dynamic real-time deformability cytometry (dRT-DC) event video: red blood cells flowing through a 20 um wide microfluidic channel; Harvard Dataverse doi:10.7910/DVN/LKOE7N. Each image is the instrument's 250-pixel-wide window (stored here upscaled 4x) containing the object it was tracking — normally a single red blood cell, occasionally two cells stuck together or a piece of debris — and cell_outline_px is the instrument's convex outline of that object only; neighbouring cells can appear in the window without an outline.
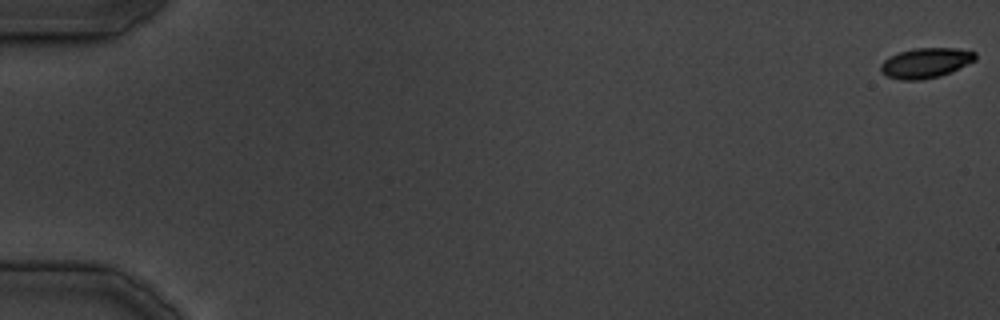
{"species": "common noctule bat (a hibernating species)", "species_latin": "Nyctalus noctula", "temperature_condition": "cold", "stored_images_in_passage": 32, "camera_frame_rate_fps": 3000, "um_per_image_px": 0.085, "animal": {"sex": "male", "body_mass_g": 19.5, "forearm_length_mm": 54.6}, "frame": {"image": 1, "passage_image": 1, "time_ms": 0.0, "image_size_px": [1000, 320], "cell_outline_px": [[976, 60], [940, 76], [920, 80], [900, 80], [888, 76], [880, 72], [880, 64], [888, 56], [900, 52], [916, 48], [956, 48], [976, 52]], "centroid_in_image_um": [78.65, 5.34], "position_along_channel_um": 6.3, "area_um2": 16.53}}